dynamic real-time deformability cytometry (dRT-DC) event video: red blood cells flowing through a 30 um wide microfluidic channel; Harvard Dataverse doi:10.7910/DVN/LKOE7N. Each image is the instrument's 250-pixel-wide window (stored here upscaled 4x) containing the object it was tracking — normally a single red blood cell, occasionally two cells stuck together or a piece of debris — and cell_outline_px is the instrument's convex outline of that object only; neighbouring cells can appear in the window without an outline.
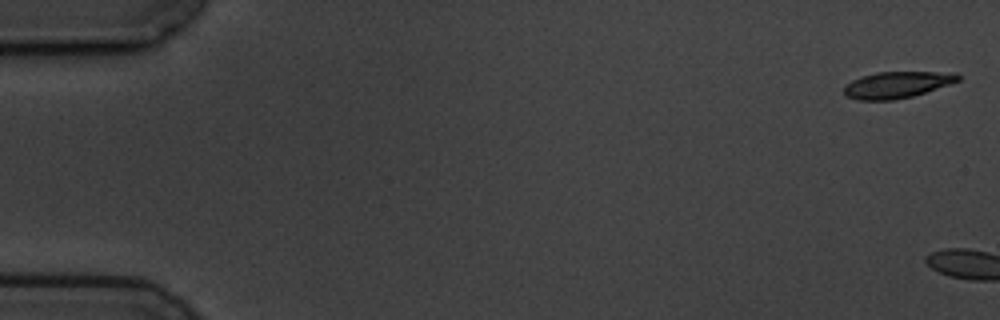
{"species": "common noctule bat (a hibernating species)", "species_latin": "Nyctalus noctula", "temperature_condition": "cold", "stored_images_in_passage": 4, "camera_frame_rate_fps": 3000, "um_per_image_px": 0.085, "animal": {"sex": "male", "body_mass_g": 19.5, "forearm_length_mm": 54.6}, "frame": {"image": 1, "passage_image": 1, "time_ms": 0.0, "image_size_px": [1000, 320], "cell_outline_px": [[960, 80], [912, 96], [896, 100], [860, 100], [844, 96], [844, 88], [852, 80], [876, 72], [956, 72], [960, 76]], "centroid_in_image_um": [76.24, 7.21], "position_along_channel_um": 8.8, "area_um2": 17.4}}